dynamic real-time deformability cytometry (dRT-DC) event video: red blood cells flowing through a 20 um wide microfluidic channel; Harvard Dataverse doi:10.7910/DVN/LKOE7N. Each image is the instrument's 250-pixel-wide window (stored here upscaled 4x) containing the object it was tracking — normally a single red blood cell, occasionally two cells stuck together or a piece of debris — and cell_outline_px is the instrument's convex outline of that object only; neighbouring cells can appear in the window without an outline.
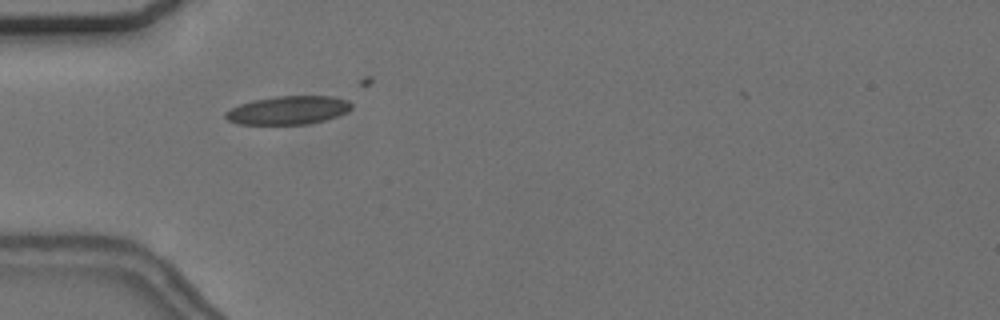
{"species": "common noctule bat (a hibernating species)", "species_latin": "Nyctalus noctula", "temperature_condition": "cold", "stored_images_in_passage": 6, "camera_frame_rate_fps": 3000, "um_per_image_px": 0.085, "animal": {"sex": "female", "body_mass_g": 24.6, "forearm_length_mm": 56.2}, "frame": {"image": 1, "passage_image": 3, "time_ms": 0.667, "image_size_px": [1000, 320], "cell_outline_px": [[352, 108], [348, 112], [324, 120], [308, 124], [236, 124], [228, 120], [224, 116], [224, 112], [240, 104], [252, 100], [276, 96], [332, 96], [348, 100], [352, 104]], "centroid_in_image_um": [24.49, 9.36], "position_along_channel_um": 60.5, "area_um2": 20.92}}